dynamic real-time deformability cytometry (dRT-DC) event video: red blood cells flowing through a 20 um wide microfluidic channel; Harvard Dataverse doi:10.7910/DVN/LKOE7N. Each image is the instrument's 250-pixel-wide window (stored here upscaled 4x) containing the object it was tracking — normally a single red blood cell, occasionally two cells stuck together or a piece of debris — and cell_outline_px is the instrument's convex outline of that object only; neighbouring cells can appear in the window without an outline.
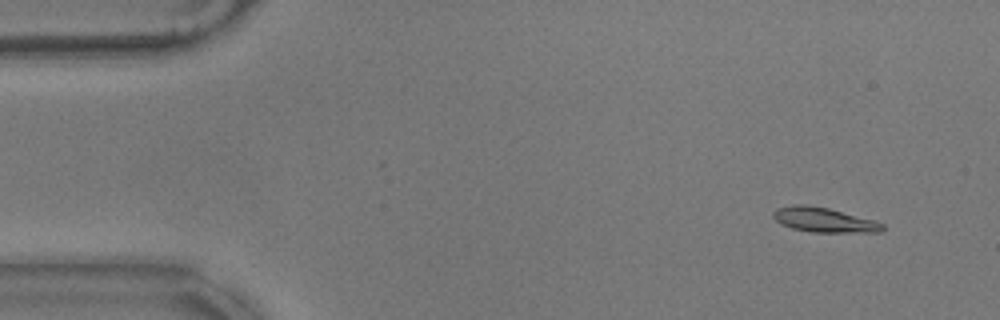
{"species": "common noctule bat (a hibernating species)", "species_latin": "Nyctalus noctula", "temperature_condition": "warm", "stored_images_in_passage": 56, "camera_frame_rate_fps": 3000, "um_per_image_px": 0.085, "animal": {"sex": "male", "body_mass_g": 17.9}, "frame": {"image": 1, "passage_image": 4, "time_ms": 1.0, "image_size_px": [1000, 320], "cell_outline_px": [[884, 228], [880, 232], [812, 232], [792, 228], [780, 224], [772, 216], [772, 212], [776, 208], [792, 204], [808, 204], [828, 208], [876, 220], [884, 224]], "centroid_in_image_um": [70.02, 18.68], "position_along_channel_um": 15.0, "area_um2": 15.9}}
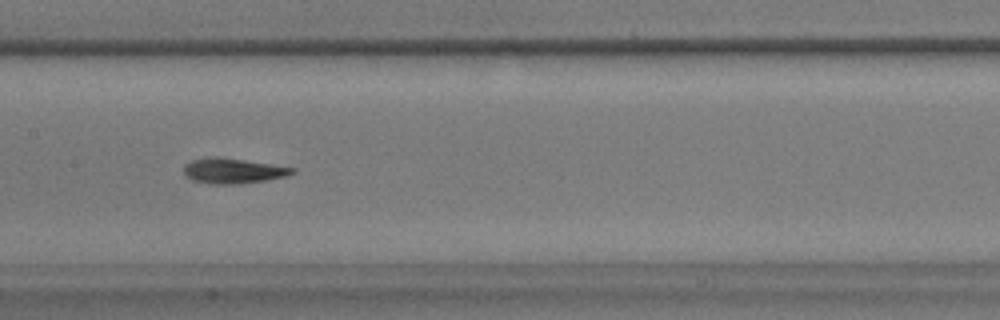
{"frame": {"image": 2, "passage_image": 27, "time_ms": 8.667, "image_size_px": [1000, 320], "cell_outline_px": [[296, 172], [288, 176], [264, 180], [236, 184], [208, 184], [192, 180], [184, 172], [184, 164], [192, 160], [212, 156], [216, 156], [296, 168]], "centroid_in_image_um": [19.8, 14.52], "position_along_channel_um": 187.6, "area_um2": 15.84}}
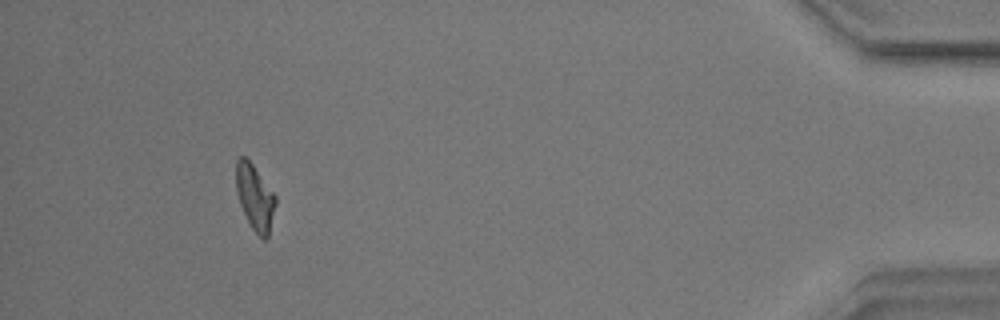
{"frame": {"image": 3, "passage_image": 52, "time_ms": 17.0, "image_size_px": [1000, 320], "cell_outline_px": [[276, 204], [268, 236], [264, 240], [252, 228], [240, 204], [236, 192], [236, 160], [240, 156], [244, 156], [252, 164], [276, 196]], "centroid_in_image_um": [21.66, 16.75], "position_along_channel_um": 413.5, "area_um2": 14.8}, "authors_computed_cell_mechanics": {"area_um2": 15.3748, "velocity_mm_per_s": 3.5211, "shape_relaxation_time_tau1_ms": 2.6382, "shape_relaxation_time_tau2_ms": 1.3064, "deformation_change_tau1": 0.1407, "deformation_change_tau2": 0.072}}